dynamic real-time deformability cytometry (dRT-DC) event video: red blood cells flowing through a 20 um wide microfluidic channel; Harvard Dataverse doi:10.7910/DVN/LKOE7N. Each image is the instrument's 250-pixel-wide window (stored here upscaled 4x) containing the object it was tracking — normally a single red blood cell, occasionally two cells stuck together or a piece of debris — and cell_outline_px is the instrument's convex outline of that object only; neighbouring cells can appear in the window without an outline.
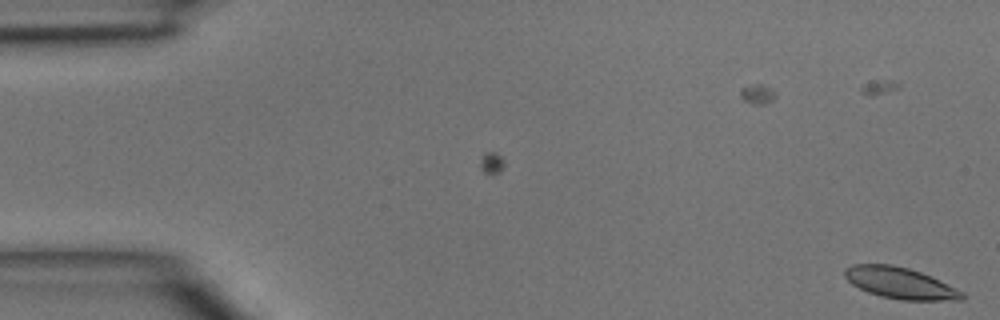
{"species": "common noctule bat (a hibernating species)", "species_latin": "Nyctalus noctula", "temperature_condition": "room temperature", "stored_images_in_passage": 9, "camera_frame_rate_fps": 3000, "um_per_image_px": 0.085, "animal": {"sex": "male", "body_mass_g": 15.6}, "frame": {"image": 1, "passage_image": 9, "time_ms": 2.667, "image_size_px": [1000, 320], "cell_outline_px": [[968, 296], [964, 300], [900, 300], [880, 296], [868, 292], [852, 284], [844, 276], [844, 268], [852, 264], [892, 264], [908, 268], [932, 276], [964, 292]], "centroid_in_image_um": [76.54, 24.06], "position_along_channel_um": 8.5, "area_um2": 21.62}}